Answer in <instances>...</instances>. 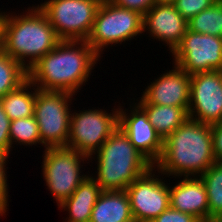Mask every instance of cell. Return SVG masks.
Returning <instances> with one entry per match:
<instances>
[{
	"mask_svg": "<svg viewBox=\"0 0 222 222\" xmlns=\"http://www.w3.org/2000/svg\"><path fill=\"white\" fill-rule=\"evenodd\" d=\"M99 59L86 40H61L28 69V80L40 90L75 95L89 81Z\"/></svg>",
	"mask_w": 222,
	"mask_h": 222,
	"instance_id": "obj_1",
	"label": "cell"
},
{
	"mask_svg": "<svg viewBox=\"0 0 222 222\" xmlns=\"http://www.w3.org/2000/svg\"><path fill=\"white\" fill-rule=\"evenodd\" d=\"M215 162L211 125L189 118L163 141L154 166L166 178L180 179L200 177Z\"/></svg>",
	"mask_w": 222,
	"mask_h": 222,
	"instance_id": "obj_2",
	"label": "cell"
},
{
	"mask_svg": "<svg viewBox=\"0 0 222 222\" xmlns=\"http://www.w3.org/2000/svg\"><path fill=\"white\" fill-rule=\"evenodd\" d=\"M61 40L38 6H29L18 15L5 12L2 51L27 71Z\"/></svg>",
	"mask_w": 222,
	"mask_h": 222,
	"instance_id": "obj_3",
	"label": "cell"
},
{
	"mask_svg": "<svg viewBox=\"0 0 222 222\" xmlns=\"http://www.w3.org/2000/svg\"><path fill=\"white\" fill-rule=\"evenodd\" d=\"M89 159L90 162L92 159L97 160V174L92 178L102 191L126 190L133 181L154 166L134 147L120 127Z\"/></svg>",
	"mask_w": 222,
	"mask_h": 222,
	"instance_id": "obj_4",
	"label": "cell"
},
{
	"mask_svg": "<svg viewBox=\"0 0 222 222\" xmlns=\"http://www.w3.org/2000/svg\"><path fill=\"white\" fill-rule=\"evenodd\" d=\"M142 33V14L120 7L110 0H102L96 12L93 29L86 41L102 58L104 47L124 44L137 35H144Z\"/></svg>",
	"mask_w": 222,
	"mask_h": 222,
	"instance_id": "obj_5",
	"label": "cell"
},
{
	"mask_svg": "<svg viewBox=\"0 0 222 222\" xmlns=\"http://www.w3.org/2000/svg\"><path fill=\"white\" fill-rule=\"evenodd\" d=\"M42 152V178L59 206L89 176L81 174V163H87L90 159L87 155L67 146L50 147Z\"/></svg>",
	"mask_w": 222,
	"mask_h": 222,
	"instance_id": "obj_6",
	"label": "cell"
},
{
	"mask_svg": "<svg viewBox=\"0 0 222 222\" xmlns=\"http://www.w3.org/2000/svg\"><path fill=\"white\" fill-rule=\"evenodd\" d=\"M74 94L37 89L34 117L39 126L41 146H67L70 134L71 103Z\"/></svg>",
	"mask_w": 222,
	"mask_h": 222,
	"instance_id": "obj_7",
	"label": "cell"
},
{
	"mask_svg": "<svg viewBox=\"0 0 222 222\" xmlns=\"http://www.w3.org/2000/svg\"><path fill=\"white\" fill-rule=\"evenodd\" d=\"M102 0H46L38 4L60 40H87Z\"/></svg>",
	"mask_w": 222,
	"mask_h": 222,
	"instance_id": "obj_8",
	"label": "cell"
},
{
	"mask_svg": "<svg viewBox=\"0 0 222 222\" xmlns=\"http://www.w3.org/2000/svg\"><path fill=\"white\" fill-rule=\"evenodd\" d=\"M109 113L105 109L73 110L67 147L91 157L119 127V105Z\"/></svg>",
	"mask_w": 222,
	"mask_h": 222,
	"instance_id": "obj_9",
	"label": "cell"
},
{
	"mask_svg": "<svg viewBox=\"0 0 222 222\" xmlns=\"http://www.w3.org/2000/svg\"><path fill=\"white\" fill-rule=\"evenodd\" d=\"M155 169L152 166L125 190L133 218L138 222H151L170 207V183H165L164 174Z\"/></svg>",
	"mask_w": 222,
	"mask_h": 222,
	"instance_id": "obj_10",
	"label": "cell"
},
{
	"mask_svg": "<svg viewBox=\"0 0 222 222\" xmlns=\"http://www.w3.org/2000/svg\"><path fill=\"white\" fill-rule=\"evenodd\" d=\"M173 63L190 75L222 71V37L187 30L171 53Z\"/></svg>",
	"mask_w": 222,
	"mask_h": 222,
	"instance_id": "obj_11",
	"label": "cell"
},
{
	"mask_svg": "<svg viewBox=\"0 0 222 222\" xmlns=\"http://www.w3.org/2000/svg\"><path fill=\"white\" fill-rule=\"evenodd\" d=\"M188 115L204 124L222 123V71L190 75Z\"/></svg>",
	"mask_w": 222,
	"mask_h": 222,
	"instance_id": "obj_12",
	"label": "cell"
},
{
	"mask_svg": "<svg viewBox=\"0 0 222 222\" xmlns=\"http://www.w3.org/2000/svg\"><path fill=\"white\" fill-rule=\"evenodd\" d=\"M132 99L134 102L130 101V110L119 106L118 126L134 147L154 165L161 157L163 140L150 124L146 113L135 103V98Z\"/></svg>",
	"mask_w": 222,
	"mask_h": 222,
	"instance_id": "obj_13",
	"label": "cell"
},
{
	"mask_svg": "<svg viewBox=\"0 0 222 222\" xmlns=\"http://www.w3.org/2000/svg\"><path fill=\"white\" fill-rule=\"evenodd\" d=\"M136 99V104H156L182 107L188 112L190 100V74L176 64L173 69L154 78Z\"/></svg>",
	"mask_w": 222,
	"mask_h": 222,
	"instance_id": "obj_14",
	"label": "cell"
},
{
	"mask_svg": "<svg viewBox=\"0 0 222 222\" xmlns=\"http://www.w3.org/2000/svg\"><path fill=\"white\" fill-rule=\"evenodd\" d=\"M188 30V21L176 10L174 4H154L143 15V34L161 41L172 53Z\"/></svg>",
	"mask_w": 222,
	"mask_h": 222,
	"instance_id": "obj_15",
	"label": "cell"
},
{
	"mask_svg": "<svg viewBox=\"0 0 222 222\" xmlns=\"http://www.w3.org/2000/svg\"><path fill=\"white\" fill-rule=\"evenodd\" d=\"M170 186V207L209 222L207 191L200 177H184ZM172 187V188H171Z\"/></svg>",
	"mask_w": 222,
	"mask_h": 222,
	"instance_id": "obj_16",
	"label": "cell"
},
{
	"mask_svg": "<svg viewBox=\"0 0 222 222\" xmlns=\"http://www.w3.org/2000/svg\"><path fill=\"white\" fill-rule=\"evenodd\" d=\"M101 192L92 175L87 176L72 195L58 206L59 210L68 211L69 217L64 222H89Z\"/></svg>",
	"mask_w": 222,
	"mask_h": 222,
	"instance_id": "obj_17",
	"label": "cell"
},
{
	"mask_svg": "<svg viewBox=\"0 0 222 222\" xmlns=\"http://www.w3.org/2000/svg\"><path fill=\"white\" fill-rule=\"evenodd\" d=\"M133 219L125 190L102 191L92 209L89 222H126Z\"/></svg>",
	"mask_w": 222,
	"mask_h": 222,
	"instance_id": "obj_18",
	"label": "cell"
},
{
	"mask_svg": "<svg viewBox=\"0 0 222 222\" xmlns=\"http://www.w3.org/2000/svg\"><path fill=\"white\" fill-rule=\"evenodd\" d=\"M137 105L146 113L150 124L163 141L189 119L188 112L182 107L156 104Z\"/></svg>",
	"mask_w": 222,
	"mask_h": 222,
	"instance_id": "obj_19",
	"label": "cell"
},
{
	"mask_svg": "<svg viewBox=\"0 0 222 222\" xmlns=\"http://www.w3.org/2000/svg\"><path fill=\"white\" fill-rule=\"evenodd\" d=\"M36 93L37 88L27 79L17 89L0 98V104L10 121L34 116Z\"/></svg>",
	"mask_w": 222,
	"mask_h": 222,
	"instance_id": "obj_20",
	"label": "cell"
},
{
	"mask_svg": "<svg viewBox=\"0 0 222 222\" xmlns=\"http://www.w3.org/2000/svg\"><path fill=\"white\" fill-rule=\"evenodd\" d=\"M200 178L207 191L209 222L222 221V162L213 163Z\"/></svg>",
	"mask_w": 222,
	"mask_h": 222,
	"instance_id": "obj_21",
	"label": "cell"
},
{
	"mask_svg": "<svg viewBox=\"0 0 222 222\" xmlns=\"http://www.w3.org/2000/svg\"><path fill=\"white\" fill-rule=\"evenodd\" d=\"M28 79V71L15 59L0 51V98Z\"/></svg>",
	"mask_w": 222,
	"mask_h": 222,
	"instance_id": "obj_22",
	"label": "cell"
},
{
	"mask_svg": "<svg viewBox=\"0 0 222 222\" xmlns=\"http://www.w3.org/2000/svg\"><path fill=\"white\" fill-rule=\"evenodd\" d=\"M192 32L222 37V0L201 11L188 21Z\"/></svg>",
	"mask_w": 222,
	"mask_h": 222,
	"instance_id": "obj_23",
	"label": "cell"
},
{
	"mask_svg": "<svg viewBox=\"0 0 222 222\" xmlns=\"http://www.w3.org/2000/svg\"><path fill=\"white\" fill-rule=\"evenodd\" d=\"M9 137L10 152L13 151L14 144L26 147L38 146L37 143L41 145L39 126L34 116L10 121Z\"/></svg>",
	"mask_w": 222,
	"mask_h": 222,
	"instance_id": "obj_24",
	"label": "cell"
},
{
	"mask_svg": "<svg viewBox=\"0 0 222 222\" xmlns=\"http://www.w3.org/2000/svg\"><path fill=\"white\" fill-rule=\"evenodd\" d=\"M218 0H176L174 6L176 10L189 21L206 8L211 7Z\"/></svg>",
	"mask_w": 222,
	"mask_h": 222,
	"instance_id": "obj_25",
	"label": "cell"
},
{
	"mask_svg": "<svg viewBox=\"0 0 222 222\" xmlns=\"http://www.w3.org/2000/svg\"><path fill=\"white\" fill-rule=\"evenodd\" d=\"M10 119L6 115L3 106L0 104V155L9 157L10 137H9Z\"/></svg>",
	"mask_w": 222,
	"mask_h": 222,
	"instance_id": "obj_26",
	"label": "cell"
},
{
	"mask_svg": "<svg viewBox=\"0 0 222 222\" xmlns=\"http://www.w3.org/2000/svg\"><path fill=\"white\" fill-rule=\"evenodd\" d=\"M151 222H201L191 214L183 213L171 207L167 208Z\"/></svg>",
	"mask_w": 222,
	"mask_h": 222,
	"instance_id": "obj_27",
	"label": "cell"
},
{
	"mask_svg": "<svg viewBox=\"0 0 222 222\" xmlns=\"http://www.w3.org/2000/svg\"><path fill=\"white\" fill-rule=\"evenodd\" d=\"M9 157L0 155V203L6 208L9 207L8 205V200H9V195H8V180H7V170L8 167L7 166V161H8Z\"/></svg>",
	"mask_w": 222,
	"mask_h": 222,
	"instance_id": "obj_28",
	"label": "cell"
},
{
	"mask_svg": "<svg viewBox=\"0 0 222 222\" xmlns=\"http://www.w3.org/2000/svg\"><path fill=\"white\" fill-rule=\"evenodd\" d=\"M112 3L144 15L154 5L153 0H110Z\"/></svg>",
	"mask_w": 222,
	"mask_h": 222,
	"instance_id": "obj_29",
	"label": "cell"
},
{
	"mask_svg": "<svg viewBox=\"0 0 222 222\" xmlns=\"http://www.w3.org/2000/svg\"><path fill=\"white\" fill-rule=\"evenodd\" d=\"M213 153L217 162H222V123L211 125Z\"/></svg>",
	"mask_w": 222,
	"mask_h": 222,
	"instance_id": "obj_30",
	"label": "cell"
},
{
	"mask_svg": "<svg viewBox=\"0 0 222 222\" xmlns=\"http://www.w3.org/2000/svg\"><path fill=\"white\" fill-rule=\"evenodd\" d=\"M5 11H0V51L2 50V37H3V22H4Z\"/></svg>",
	"mask_w": 222,
	"mask_h": 222,
	"instance_id": "obj_31",
	"label": "cell"
},
{
	"mask_svg": "<svg viewBox=\"0 0 222 222\" xmlns=\"http://www.w3.org/2000/svg\"><path fill=\"white\" fill-rule=\"evenodd\" d=\"M154 4H174L176 0H153Z\"/></svg>",
	"mask_w": 222,
	"mask_h": 222,
	"instance_id": "obj_32",
	"label": "cell"
},
{
	"mask_svg": "<svg viewBox=\"0 0 222 222\" xmlns=\"http://www.w3.org/2000/svg\"><path fill=\"white\" fill-rule=\"evenodd\" d=\"M8 210L0 203V216L3 217L4 215H6V212Z\"/></svg>",
	"mask_w": 222,
	"mask_h": 222,
	"instance_id": "obj_33",
	"label": "cell"
},
{
	"mask_svg": "<svg viewBox=\"0 0 222 222\" xmlns=\"http://www.w3.org/2000/svg\"><path fill=\"white\" fill-rule=\"evenodd\" d=\"M126 222H138V221H136V220L133 218V219H131V220H129V221H126Z\"/></svg>",
	"mask_w": 222,
	"mask_h": 222,
	"instance_id": "obj_34",
	"label": "cell"
}]
</instances>
